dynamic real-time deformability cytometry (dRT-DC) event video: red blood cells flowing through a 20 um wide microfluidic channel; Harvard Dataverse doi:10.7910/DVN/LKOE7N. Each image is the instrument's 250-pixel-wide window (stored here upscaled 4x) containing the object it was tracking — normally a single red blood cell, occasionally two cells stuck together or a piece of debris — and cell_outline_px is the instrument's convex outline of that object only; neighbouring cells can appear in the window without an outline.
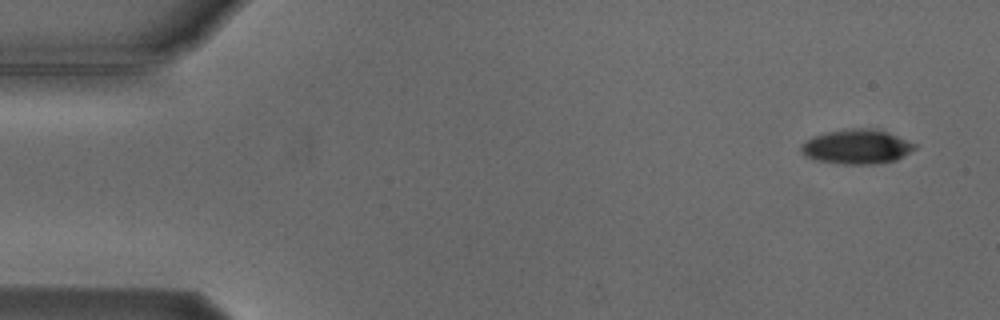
{"species": "Egyptian fruit bat (a non-hibernating species)", "species_latin": "Rousettus aegyptiacus", "temperature_condition": "cold", "stored_images_in_passage": 8, "camera_frame_rate_fps": 3000, "um_per_image_px": 0.085, "animal": {"sex": "male"}, "frame": {"image": 1, "passage_image": 1, "time_ms": 0.0, "image_size_px": [1000, 320], "cell_outline_px": [[916, 148], [904, 156], [896, 160], [876, 164], [840, 164], [812, 160], [804, 156], [800, 152], [800, 144], [804, 140], [812, 136], [844, 128], [872, 128], [896, 136], [916, 144]], "centroid_in_image_um": [72.74, 12.48], "position_along_channel_um": 12.3, "area_um2": 23.12}}
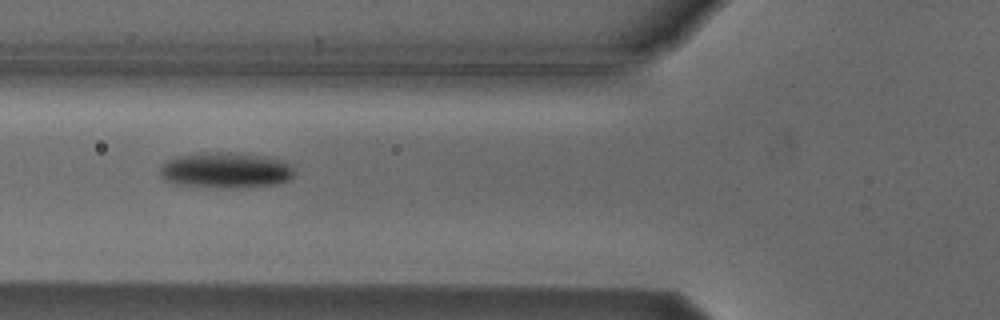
{"frame": {"image": 2, "passage_image": 6, "time_ms": 5.667, "image_size_px": [1000, 320], "cell_outline_px": [[296, 172], [288, 180], [276, 184], [236, 188], [220, 188], [172, 184], [164, 180], [160, 176], [160, 168], [168, 160], [176, 156], [208, 152], [228, 152], [264, 156], [284, 160]], "centroid_in_image_um": [19.16, 14.48], "position_along_channel_um": 106.6, "area_um2": 28.15}}
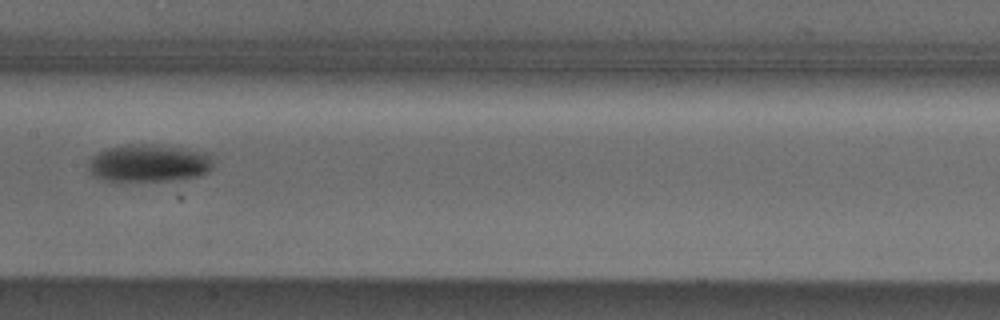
{"frame": {"image": 3, "passage_image": 8, "time_ms": 8.0, "image_size_px": [1000, 320], "cell_outline_px": [[212, 168], [208, 172], [200, 176], [172, 180], [120, 184], [104, 180], [96, 176], [88, 168], [88, 160], [92, 156], [104, 148], [128, 144], [148, 144], [180, 148], [200, 152], [208, 156], [212, 160]], "centroid_in_image_um": [12.56, 13.91], "position_along_channel_um": 194.8, "area_um2": 27.86}}